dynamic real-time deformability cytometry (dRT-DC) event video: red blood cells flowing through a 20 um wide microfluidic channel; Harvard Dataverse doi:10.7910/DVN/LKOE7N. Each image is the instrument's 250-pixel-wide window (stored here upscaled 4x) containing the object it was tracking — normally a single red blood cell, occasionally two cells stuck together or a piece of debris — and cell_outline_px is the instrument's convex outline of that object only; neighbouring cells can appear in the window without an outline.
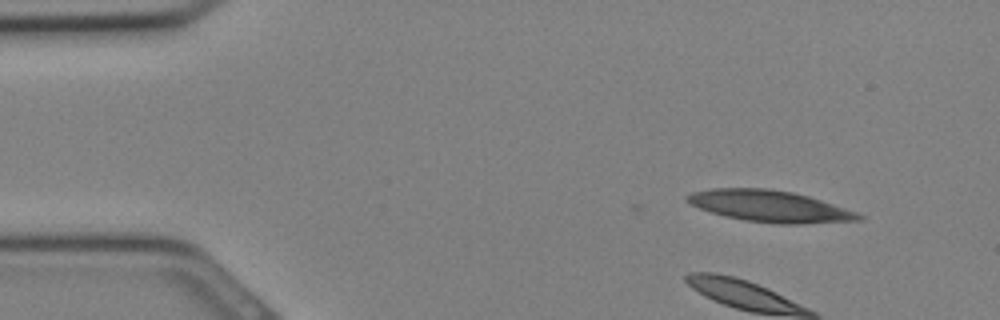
{"species": "Egyptian fruit bat (a non-hibernating species)", "species_latin": "Rousettus aegyptiacus", "temperature_condition": "cold", "stored_images_in_passage": 2, "camera_frame_rate_fps": 3000, "um_per_image_px": 0.085, "animal": {"sex": "female"}, "frame": {"image": 1, "passage_image": 2, "time_ms": 0.333, "image_size_px": [1000, 320], "cell_outline_px": [[864, 220], [800, 224], [776, 224], [744, 220], [724, 216], [700, 208], [692, 204], [684, 196], [692, 192], [712, 188], [768, 188], [792, 192], [808, 196], [856, 212], [864, 216]], "centroid_in_image_um": [65.44, 17.53], "position_along_channel_um": 19.6, "area_um2": 31.33}}